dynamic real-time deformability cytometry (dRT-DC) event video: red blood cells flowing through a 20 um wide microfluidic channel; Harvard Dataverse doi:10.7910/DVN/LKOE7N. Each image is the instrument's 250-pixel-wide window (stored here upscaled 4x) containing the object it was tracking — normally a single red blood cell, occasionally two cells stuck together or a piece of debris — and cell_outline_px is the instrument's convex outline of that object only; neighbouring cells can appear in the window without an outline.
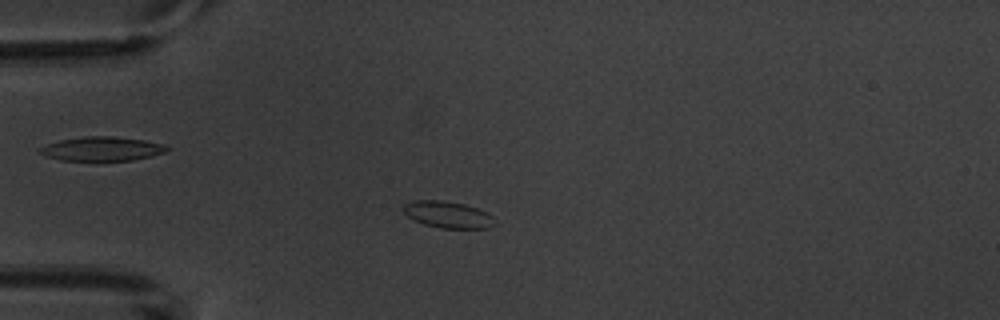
{"species": "common noctule bat (a hibernating species)", "species_latin": "Nyctalus noctula", "temperature_condition": "warm", "stored_images_in_passage": 5, "camera_frame_rate_fps": 3000, "um_per_image_px": 0.085, "animal": {"sex": "male", "body_mass_g": 20.1, "forearm_length_mm": 53.5}, "frame": {"image": 1, "passage_image": 4, "time_ms": 3.333, "image_size_px": [1000, 320], "cell_outline_px": [[496, 224], [488, 228], [440, 228], [424, 224], [408, 216], [400, 208], [404, 204], [416, 200], [444, 200], [464, 204], [476, 208], [492, 216]], "centroid_in_image_um": [38.04, 18.24], "position_along_channel_um": 47.0, "area_um2": 14.1}}
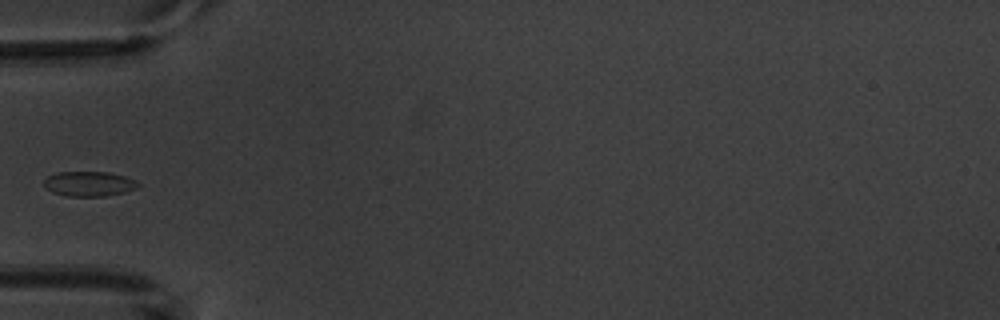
{"frame": {"image": 2, "passage_image": 5, "time_ms": 4.667, "image_size_px": [1000, 320], "cell_outline_px": [[140, 184], [136, 188], [124, 192], [104, 196], [68, 196], [52, 192], [44, 188], [44, 180], [48, 176], [56, 172], [108, 172], [124, 176], [136, 180]], "centroid_in_image_um": [7.54, 15.62], "position_along_channel_um": 77.5, "area_um2": 13.64}}